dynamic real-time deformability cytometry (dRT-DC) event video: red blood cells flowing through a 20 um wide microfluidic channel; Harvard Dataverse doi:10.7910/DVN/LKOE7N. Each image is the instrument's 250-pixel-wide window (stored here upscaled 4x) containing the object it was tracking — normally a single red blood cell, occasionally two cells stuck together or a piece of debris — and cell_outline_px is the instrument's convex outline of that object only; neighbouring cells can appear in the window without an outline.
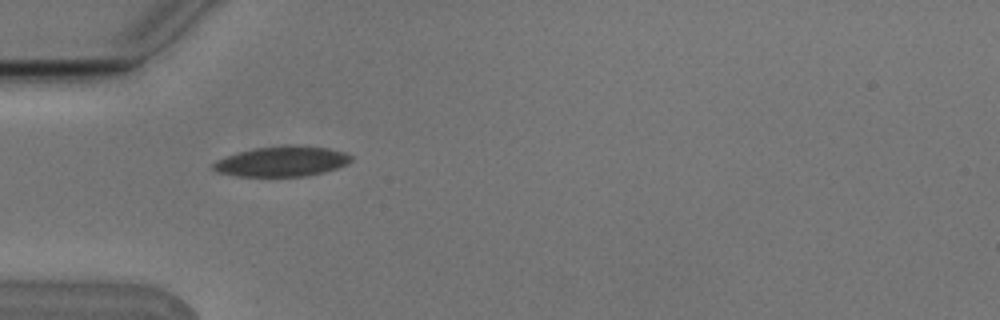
{"species": "Egyptian fruit bat (a non-hibernating species)", "species_latin": "Rousettus aegyptiacus", "temperature_condition": "cold", "stored_images_in_passage": 8, "camera_frame_rate_fps": 3000, "um_per_image_px": 0.085, "animal": {"sex": "male"}, "frame": {"image": 1, "passage_image": 5, "time_ms": 1.333, "image_size_px": [1000, 320], "cell_outline_px": [[352, 160], [348, 164], [324, 172], [308, 176], [236, 176], [216, 172], [212, 168], [212, 164], [216, 160], [224, 156], [256, 148], [288, 144], [296, 144], [328, 148], [348, 152], [352, 156]], "centroid_in_image_um": [23.99, 13.71], "position_along_channel_um": 61.0, "area_um2": 24.62}}
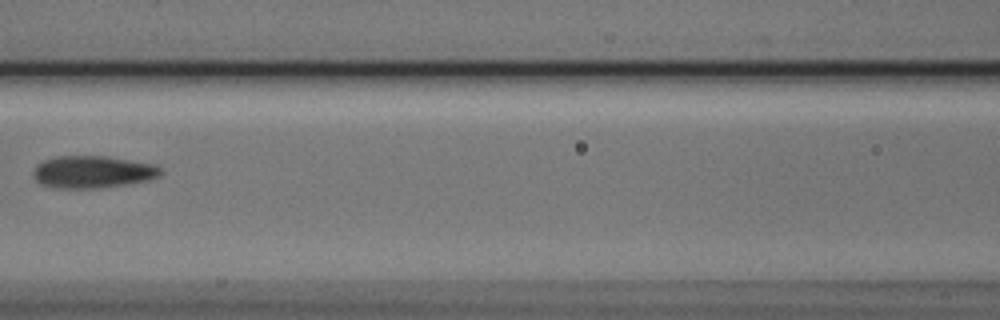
{"frame": {"image": 2, "passage_image": 7, "time_ms": 2.0, "image_size_px": [1000, 320], "cell_outline_px": [[164, 172], [160, 176], [148, 180], [100, 188], [56, 188], [40, 184], [36, 180], [32, 172], [36, 164], [44, 160], [56, 156], [108, 156], [156, 164]], "centroid_in_image_um": [7.88, 14.6], "position_along_channel_um": 158.7, "area_um2": 24.16}}
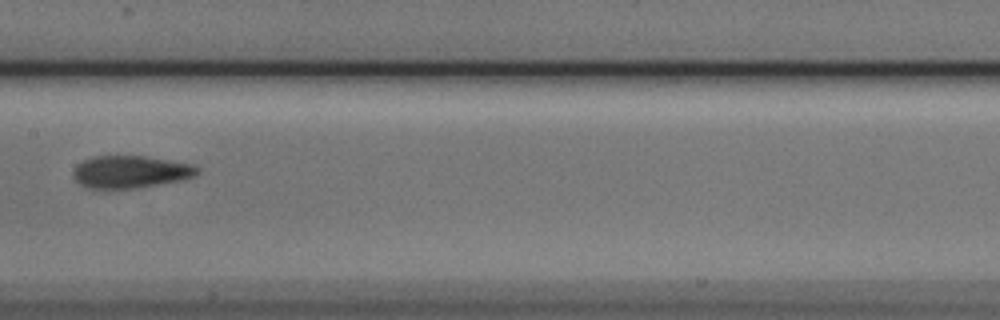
{"frame": {"image": 3, "passage_image": 8, "time_ms": 2.333, "image_size_px": [1000, 320], "cell_outline_px": [[200, 172], [196, 176], [180, 180], [136, 188], [88, 188], [80, 184], [72, 176], [72, 172], [76, 164], [92, 156], [144, 156], [192, 164], [200, 168]], "centroid_in_image_um": [11.08, 14.6], "position_along_channel_um": 196.3, "area_um2": 23.41}}